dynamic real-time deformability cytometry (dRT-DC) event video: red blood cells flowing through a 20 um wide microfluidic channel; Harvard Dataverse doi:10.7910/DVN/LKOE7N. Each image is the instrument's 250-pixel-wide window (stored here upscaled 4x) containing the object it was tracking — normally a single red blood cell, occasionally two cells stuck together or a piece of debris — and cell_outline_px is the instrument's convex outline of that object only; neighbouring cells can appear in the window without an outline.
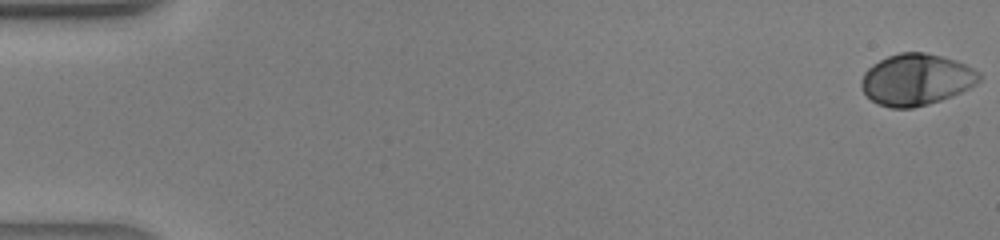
{"species": "human", "species_latin": "Homo sapiens", "temperature_condition": "warm", "stored_images_in_passage": 43, "camera_frame_rate_fps": 3000, "um_per_image_px": 0.085, "donor": {"sex": "male"}, "frame": {"image": 1, "passage_image": 1, "time_ms": 0.0, "image_size_px": [1000, 240], "cell_outline_px": [[984, 76], [976, 84], [952, 96], [928, 104], [912, 108], [892, 108], [876, 104], [864, 92], [860, 84], [860, 80], [864, 72], [872, 64], [888, 56], [900, 52], [924, 52], [956, 60], [980, 72]], "centroid_in_image_um": [77.88, 6.76], "position_along_channel_um": 7.1, "area_um2": 35.43}}
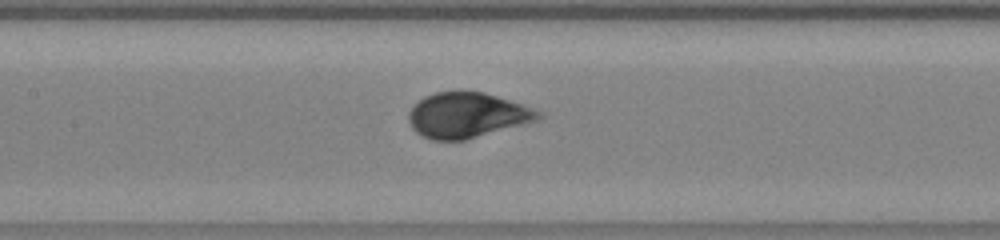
{"frame": {"image": 2, "passage_image": 21, "time_ms": 6.667, "image_size_px": [1000, 240], "cell_outline_px": [[544, 116], [540, 120], [464, 140], [432, 140], [416, 132], [412, 128], [408, 120], [408, 112], [424, 96], [436, 92], [460, 88], [484, 92], [532, 108], [540, 112]], "centroid_in_image_um": [39.69, 9.76], "position_along_channel_um": 167.7, "area_um2": 34.51}}
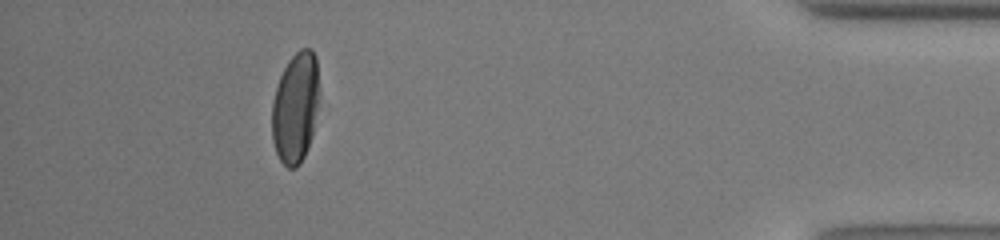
{"frame": {"image": 3, "passage_image": 39, "time_ms": 12.667, "image_size_px": [1000, 240], "cell_outline_px": [[316, 108], [312, 136], [304, 156], [300, 164], [296, 168], [288, 168], [280, 160], [276, 152], [272, 140], [272, 100], [280, 76], [288, 60], [300, 48], [312, 48], [316, 56]], "centroid_in_image_um": [25.07, 9.17], "position_along_channel_um": 410.1, "area_um2": 29.94}}